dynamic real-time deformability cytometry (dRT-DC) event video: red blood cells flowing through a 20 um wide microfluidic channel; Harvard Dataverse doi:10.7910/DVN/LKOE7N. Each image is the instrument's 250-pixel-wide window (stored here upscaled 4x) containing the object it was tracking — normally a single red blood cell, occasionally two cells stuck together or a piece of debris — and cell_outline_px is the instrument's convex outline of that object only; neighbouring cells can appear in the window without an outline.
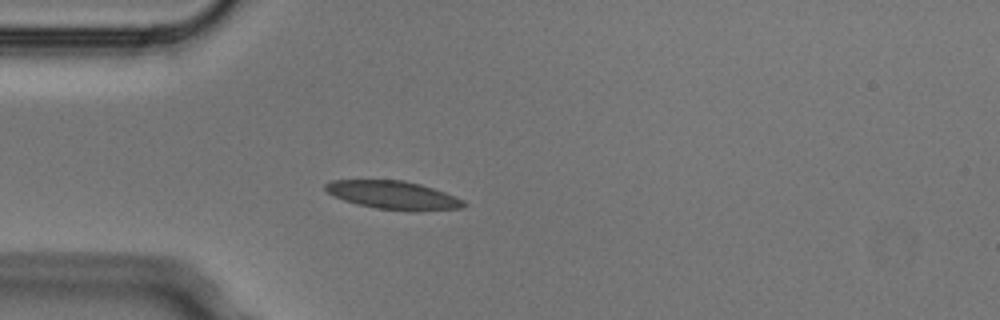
{"species": "Egyptian fruit bat (a non-hibernating species)", "species_latin": "Rousettus aegyptiacus", "temperature_condition": "cold", "stored_images_in_passage": 3, "camera_frame_rate_fps": 3000, "um_per_image_px": 0.085, "animal": {"sex": "male"}, "frame": {"image": 1, "passage_image": 3, "time_ms": 0.667, "image_size_px": [1000, 320], "cell_outline_px": [[468, 204], [460, 208], [420, 212], [408, 212], [376, 208], [356, 204], [332, 196], [324, 188], [324, 184], [332, 180], [404, 180], [420, 184], [444, 192], [464, 200]], "centroid_in_image_um": [33.43, 16.6], "position_along_channel_um": 51.6, "area_um2": 23.12}}